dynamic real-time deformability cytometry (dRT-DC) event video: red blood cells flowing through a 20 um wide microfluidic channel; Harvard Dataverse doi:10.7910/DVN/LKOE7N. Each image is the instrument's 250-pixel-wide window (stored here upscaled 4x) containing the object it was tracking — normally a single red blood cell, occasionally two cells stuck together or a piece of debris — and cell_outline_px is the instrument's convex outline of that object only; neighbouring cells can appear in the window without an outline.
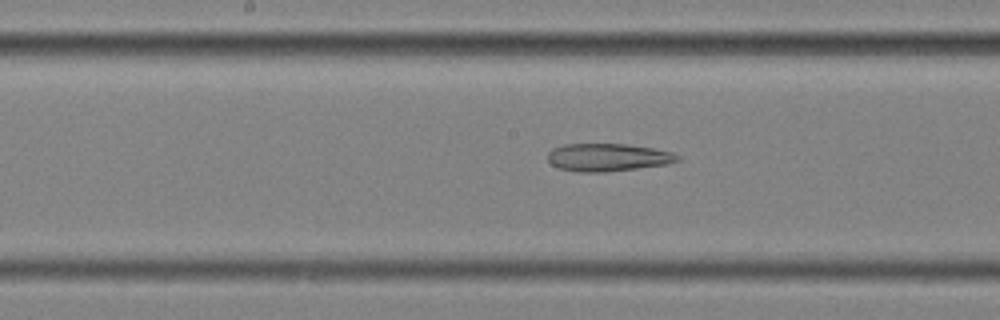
{"species": "common noctule bat (a hibernating species)", "species_latin": "Nyctalus noctula", "temperature_condition": "cold", "stored_images_in_passage": 36, "camera_frame_rate_fps": 3000, "um_per_image_px": 0.085, "animal": {"sex": "female", "body_mass_g": 25.1}, "frame": {"image": 1, "passage_image": 13, "time_ms": 4.0, "image_size_px": [1000, 320], "cell_outline_px": [[680, 160], [668, 164], [604, 172], [580, 172], [560, 168], [552, 164], [548, 160], [548, 152], [552, 148], [564, 144], [624, 144], [652, 148], [672, 152], [680, 156]], "centroid_in_image_um": [51.66, 13.37], "position_along_channel_um": 196.5, "area_um2": 20.87}}
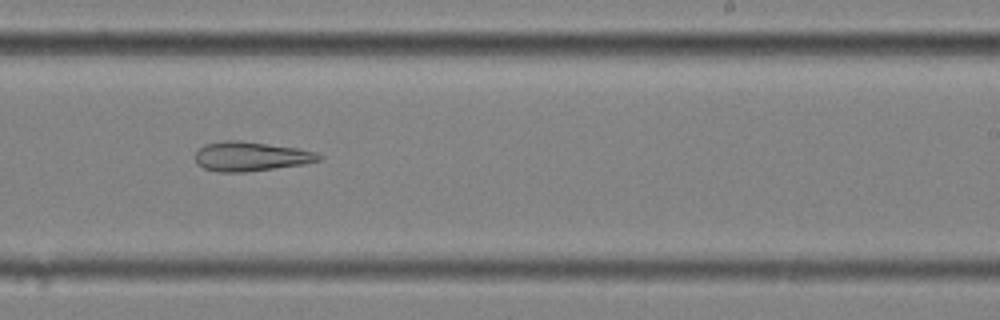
{"frame": {"image": 2, "passage_image": 19, "time_ms": 6.0, "image_size_px": [1000, 320], "cell_outline_px": [[324, 156], [320, 160], [304, 164], [244, 172], [216, 172], [204, 168], [196, 164], [196, 152], [204, 144], [224, 140], [240, 140], [296, 148], [316, 152]], "centroid_in_image_um": [21.3, 13.29], "position_along_channel_um": 267.7, "area_um2": 21.15}}
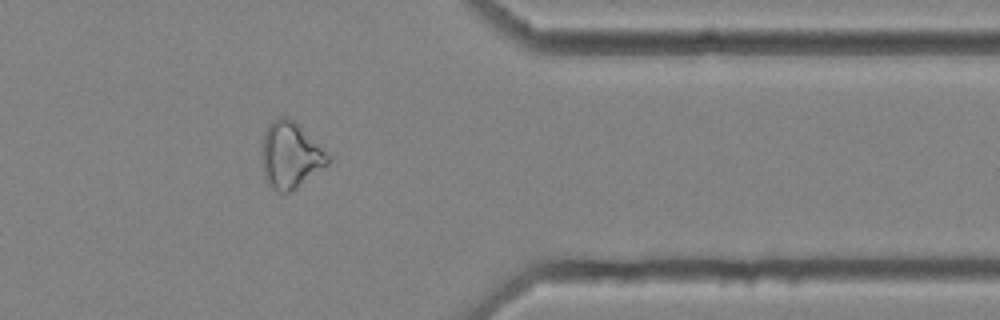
{"frame": {"image": 3, "passage_image": 30, "time_ms": 9.667, "image_size_px": [1000, 320], "cell_outline_px": [[332, 160], [328, 164], [296, 188], [288, 192], [280, 192], [272, 188], [268, 184], [264, 176], [260, 156], [260, 152], [264, 132], [268, 124], [276, 116], [288, 116], [332, 156]], "centroid_in_image_um": [24.65, 13.17], "position_along_channel_um": 386.7, "area_um2": 25.78}}